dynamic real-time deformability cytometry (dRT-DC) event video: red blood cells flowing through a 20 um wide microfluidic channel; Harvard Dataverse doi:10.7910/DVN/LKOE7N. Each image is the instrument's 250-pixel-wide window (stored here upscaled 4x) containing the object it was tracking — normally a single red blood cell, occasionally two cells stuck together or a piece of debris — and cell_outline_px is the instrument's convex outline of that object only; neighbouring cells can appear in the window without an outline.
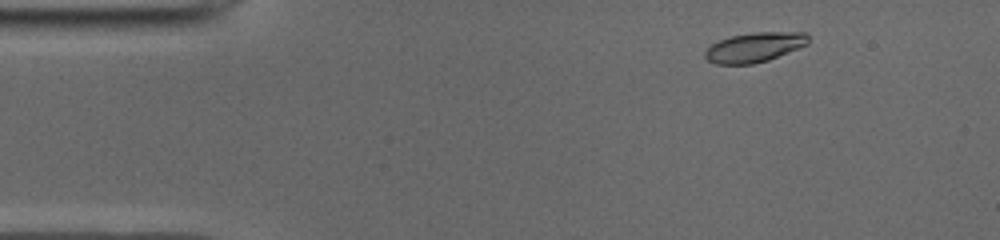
{"species": "common noctule bat (a hibernating species)", "species_latin": "Nyctalus noctula", "temperature_condition": "cold", "stored_images_in_passage": 48, "camera_frame_rate_fps": 3000, "um_per_image_px": 0.085, "animal": {"sex": "male", "body_mass_g": 19.0, "forearm_length_mm": 50.8}, "frame": {"image": 1, "passage_image": 4, "time_ms": 1.0, "image_size_px": [1000, 240], "cell_outline_px": [[808, 44], [768, 60], [752, 64], [716, 64], [708, 60], [704, 56], [704, 52], [712, 44], [720, 40], [732, 36], [756, 32], [808, 32]], "centroid_in_image_um": [64.14, 4.01], "position_along_channel_um": 20.9, "area_um2": 17.69}}
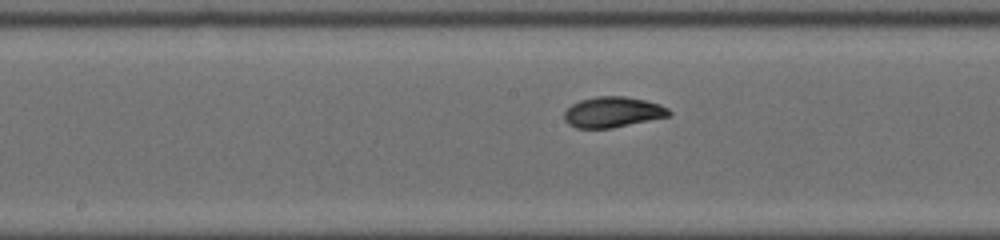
{"frame": {"image": 2, "passage_image": 23, "time_ms": 7.333, "image_size_px": [1000, 240], "cell_outline_px": [[672, 112], [668, 116], [612, 128], [576, 128], [568, 124], [564, 120], [564, 112], [572, 104], [580, 100], [596, 96], [624, 96], [644, 100], [660, 104], [668, 108]], "centroid_in_image_um": [52.06, 9.52], "position_along_channel_um": 196.1, "area_um2": 18.61}}
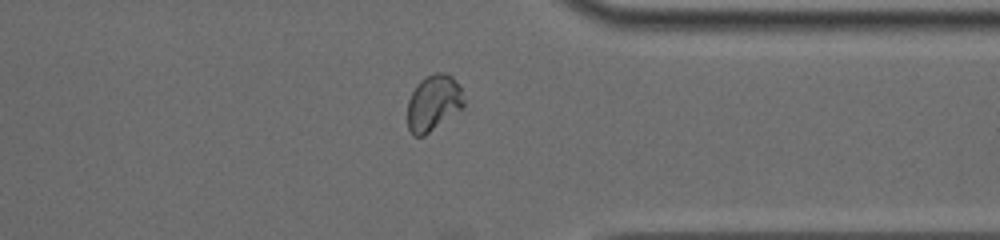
{"frame": {"image": 3, "passage_image": 37, "time_ms": 12.0, "image_size_px": [1000, 240], "cell_outline_px": [[464, 108], [424, 136], [412, 136], [408, 128], [408, 100], [416, 84], [420, 80], [436, 72], [444, 72], [452, 76], [460, 84], [464, 100]], "centroid_in_image_um": [36.86, 8.75], "position_along_channel_um": 374.5, "area_um2": 18.67}, "authors_computed_cell_mechanics": {"area_um2": 18.4671, "velocity_mm_per_s": 3.9339, "shape_relaxation_time_tau1_ms": 2.1719, "shape_relaxation_time_tau2_ms": 1.3424, "deformation_change_tau1": 0.1398, "deformation_change_tau2": 0.0501}}